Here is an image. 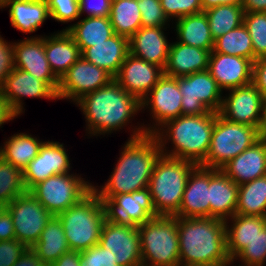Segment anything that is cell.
Masks as SVG:
<instances>
[{
  "instance_id": "6da1fadb",
  "label": "cell",
  "mask_w": 266,
  "mask_h": 266,
  "mask_svg": "<svg viewBox=\"0 0 266 266\" xmlns=\"http://www.w3.org/2000/svg\"><path fill=\"white\" fill-rule=\"evenodd\" d=\"M132 129L107 182L102 186L92 184V190L104 204L117 194L147 188L155 162L162 154L157 139L147 134L142 124Z\"/></svg>"
},
{
  "instance_id": "7a4b0ae2",
  "label": "cell",
  "mask_w": 266,
  "mask_h": 266,
  "mask_svg": "<svg viewBox=\"0 0 266 266\" xmlns=\"http://www.w3.org/2000/svg\"><path fill=\"white\" fill-rule=\"evenodd\" d=\"M75 105L83 112L88 137L116 133L141 111V102L115 79L83 96Z\"/></svg>"
},
{
  "instance_id": "3957f363",
  "label": "cell",
  "mask_w": 266,
  "mask_h": 266,
  "mask_svg": "<svg viewBox=\"0 0 266 266\" xmlns=\"http://www.w3.org/2000/svg\"><path fill=\"white\" fill-rule=\"evenodd\" d=\"M180 266H225L227 253L225 220L177 217Z\"/></svg>"
},
{
  "instance_id": "277c9868",
  "label": "cell",
  "mask_w": 266,
  "mask_h": 266,
  "mask_svg": "<svg viewBox=\"0 0 266 266\" xmlns=\"http://www.w3.org/2000/svg\"><path fill=\"white\" fill-rule=\"evenodd\" d=\"M216 115L213 111L204 115H181L164 123L152 135L163 155L201 165L208 154ZM170 141L171 150L166 146Z\"/></svg>"
},
{
  "instance_id": "5b68a950",
  "label": "cell",
  "mask_w": 266,
  "mask_h": 266,
  "mask_svg": "<svg viewBox=\"0 0 266 266\" xmlns=\"http://www.w3.org/2000/svg\"><path fill=\"white\" fill-rule=\"evenodd\" d=\"M196 166L193 162L163 154L156 160L148 188L158 216L178 213L188 177Z\"/></svg>"
},
{
  "instance_id": "8992f818",
  "label": "cell",
  "mask_w": 266,
  "mask_h": 266,
  "mask_svg": "<svg viewBox=\"0 0 266 266\" xmlns=\"http://www.w3.org/2000/svg\"><path fill=\"white\" fill-rule=\"evenodd\" d=\"M57 216L65 231L69 249L76 252L99 244L102 226L108 218L106 205L93 190Z\"/></svg>"
},
{
  "instance_id": "52a82bcc",
  "label": "cell",
  "mask_w": 266,
  "mask_h": 266,
  "mask_svg": "<svg viewBox=\"0 0 266 266\" xmlns=\"http://www.w3.org/2000/svg\"><path fill=\"white\" fill-rule=\"evenodd\" d=\"M142 264L180 266L178 222L175 216L152 217L138 225Z\"/></svg>"
},
{
  "instance_id": "ba28073f",
  "label": "cell",
  "mask_w": 266,
  "mask_h": 266,
  "mask_svg": "<svg viewBox=\"0 0 266 266\" xmlns=\"http://www.w3.org/2000/svg\"><path fill=\"white\" fill-rule=\"evenodd\" d=\"M257 141V127L230 122L217 113L208 154L200 166L221 169Z\"/></svg>"
},
{
  "instance_id": "9c48e42d",
  "label": "cell",
  "mask_w": 266,
  "mask_h": 266,
  "mask_svg": "<svg viewBox=\"0 0 266 266\" xmlns=\"http://www.w3.org/2000/svg\"><path fill=\"white\" fill-rule=\"evenodd\" d=\"M92 190L81 175L58 174L38 182L29 191L52 215L57 216L77 204Z\"/></svg>"
},
{
  "instance_id": "30bf717a",
  "label": "cell",
  "mask_w": 266,
  "mask_h": 266,
  "mask_svg": "<svg viewBox=\"0 0 266 266\" xmlns=\"http://www.w3.org/2000/svg\"><path fill=\"white\" fill-rule=\"evenodd\" d=\"M176 78L182 94V115L219 113L224 91L208 69Z\"/></svg>"
},
{
  "instance_id": "8fae6325",
  "label": "cell",
  "mask_w": 266,
  "mask_h": 266,
  "mask_svg": "<svg viewBox=\"0 0 266 266\" xmlns=\"http://www.w3.org/2000/svg\"><path fill=\"white\" fill-rule=\"evenodd\" d=\"M182 94L177 78L163 75L151 91L142 99L141 110L150 111L153 120L149 124L142 123L147 134H153L169 120L182 115ZM155 121V122H154Z\"/></svg>"
},
{
  "instance_id": "7c38bea8",
  "label": "cell",
  "mask_w": 266,
  "mask_h": 266,
  "mask_svg": "<svg viewBox=\"0 0 266 266\" xmlns=\"http://www.w3.org/2000/svg\"><path fill=\"white\" fill-rule=\"evenodd\" d=\"M4 208L12 217L15 239L24 243L28 248L38 241L40 234L53 216L30 191L15 197Z\"/></svg>"
},
{
  "instance_id": "4fadbf2b",
  "label": "cell",
  "mask_w": 266,
  "mask_h": 266,
  "mask_svg": "<svg viewBox=\"0 0 266 266\" xmlns=\"http://www.w3.org/2000/svg\"><path fill=\"white\" fill-rule=\"evenodd\" d=\"M99 245L112 251L119 266H137L142 263L137 225L107 218L102 226Z\"/></svg>"
},
{
  "instance_id": "5bb4252c",
  "label": "cell",
  "mask_w": 266,
  "mask_h": 266,
  "mask_svg": "<svg viewBox=\"0 0 266 266\" xmlns=\"http://www.w3.org/2000/svg\"><path fill=\"white\" fill-rule=\"evenodd\" d=\"M114 78L82 56L62 75L57 88L58 100L76 103L83 96L107 85Z\"/></svg>"
},
{
  "instance_id": "9a60e30c",
  "label": "cell",
  "mask_w": 266,
  "mask_h": 266,
  "mask_svg": "<svg viewBox=\"0 0 266 266\" xmlns=\"http://www.w3.org/2000/svg\"><path fill=\"white\" fill-rule=\"evenodd\" d=\"M219 114L230 122L258 127L265 98L253 84L228 90Z\"/></svg>"
},
{
  "instance_id": "2e32d148",
  "label": "cell",
  "mask_w": 266,
  "mask_h": 266,
  "mask_svg": "<svg viewBox=\"0 0 266 266\" xmlns=\"http://www.w3.org/2000/svg\"><path fill=\"white\" fill-rule=\"evenodd\" d=\"M70 162L63 143L44 141L38 155L22 172L25 189L29 191L38 182L51 176L69 173L72 168Z\"/></svg>"
},
{
  "instance_id": "e0dca14e",
  "label": "cell",
  "mask_w": 266,
  "mask_h": 266,
  "mask_svg": "<svg viewBox=\"0 0 266 266\" xmlns=\"http://www.w3.org/2000/svg\"><path fill=\"white\" fill-rule=\"evenodd\" d=\"M15 68L43 80L55 93L59 79L52 72L44 50V35H35L14 42Z\"/></svg>"
},
{
  "instance_id": "ac0fdd59",
  "label": "cell",
  "mask_w": 266,
  "mask_h": 266,
  "mask_svg": "<svg viewBox=\"0 0 266 266\" xmlns=\"http://www.w3.org/2000/svg\"><path fill=\"white\" fill-rule=\"evenodd\" d=\"M0 92L17 116L25 112L24 98L57 100V94L43 80L19 68L7 76Z\"/></svg>"
},
{
  "instance_id": "d6986e66",
  "label": "cell",
  "mask_w": 266,
  "mask_h": 266,
  "mask_svg": "<svg viewBox=\"0 0 266 266\" xmlns=\"http://www.w3.org/2000/svg\"><path fill=\"white\" fill-rule=\"evenodd\" d=\"M105 205L108 218L122 223L138 226L152 217H158L148 187L132 193L117 194Z\"/></svg>"
},
{
  "instance_id": "ffe728a7",
  "label": "cell",
  "mask_w": 266,
  "mask_h": 266,
  "mask_svg": "<svg viewBox=\"0 0 266 266\" xmlns=\"http://www.w3.org/2000/svg\"><path fill=\"white\" fill-rule=\"evenodd\" d=\"M163 75L164 69L160 66L129 53L114 79L127 93L141 102Z\"/></svg>"
},
{
  "instance_id": "44dd1931",
  "label": "cell",
  "mask_w": 266,
  "mask_h": 266,
  "mask_svg": "<svg viewBox=\"0 0 266 266\" xmlns=\"http://www.w3.org/2000/svg\"><path fill=\"white\" fill-rule=\"evenodd\" d=\"M253 61L248 58L210 52L208 70L223 91L252 83Z\"/></svg>"
},
{
  "instance_id": "7402d4cb",
  "label": "cell",
  "mask_w": 266,
  "mask_h": 266,
  "mask_svg": "<svg viewBox=\"0 0 266 266\" xmlns=\"http://www.w3.org/2000/svg\"><path fill=\"white\" fill-rule=\"evenodd\" d=\"M175 217H210L209 168L197 165L190 173Z\"/></svg>"
},
{
  "instance_id": "603a6c76",
  "label": "cell",
  "mask_w": 266,
  "mask_h": 266,
  "mask_svg": "<svg viewBox=\"0 0 266 266\" xmlns=\"http://www.w3.org/2000/svg\"><path fill=\"white\" fill-rule=\"evenodd\" d=\"M169 27H141L129 38V53L165 68L171 42L164 31Z\"/></svg>"
},
{
  "instance_id": "cb8c5ba5",
  "label": "cell",
  "mask_w": 266,
  "mask_h": 266,
  "mask_svg": "<svg viewBox=\"0 0 266 266\" xmlns=\"http://www.w3.org/2000/svg\"><path fill=\"white\" fill-rule=\"evenodd\" d=\"M239 186L221 169L209 168L210 217L227 220L236 213Z\"/></svg>"
},
{
  "instance_id": "d4e9b609",
  "label": "cell",
  "mask_w": 266,
  "mask_h": 266,
  "mask_svg": "<svg viewBox=\"0 0 266 266\" xmlns=\"http://www.w3.org/2000/svg\"><path fill=\"white\" fill-rule=\"evenodd\" d=\"M221 170L238 186L266 175V143L257 141Z\"/></svg>"
},
{
  "instance_id": "484cf974",
  "label": "cell",
  "mask_w": 266,
  "mask_h": 266,
  "mask_svg": "<svg viewBox=\"0 0 266 266\" xmlns=\"http://www.w3.org/2000/svg\"><path fill=\"white\" fill-rule=\"evenodd\" d=\"M129 54V39L114 34L109 39L92 47L85 48L81 56L88 62L104 69L113 78L117 76L121 65Z\"/></svg>"
},
{
  "instance_id": "4316f807",
  "label": "cell",
  "mask_w": 266,
  "mask_h": 266,
  "mask_svg": "<svg viewBox=\"0 0 266 266\" xmlns=\"http://www.w3.org/2000/svg\"><path fill=\"white\" fill-rule=\"evenodd\" d=\"M210 51L181 42L170 45L164 74L170 77H181L208 69Z\"/></svg>"
},
{
  "instance_id": "83f0119b",
  "label": "cell",
  "mask_w": 266,
  "mask_h": 266,
  "mask_svg": "<svg viewBox=\"0 0 266 266\" xmlns=\"http://www.w3.org/2000/svg\"><path fill=\"white\" fill-rule=\"evenodd\" d=\"M44 50L50 68L58 79L81 57L78 45L66 30L49 36L44 34Z\"/></svg>"
},
{
  "instance_id": "f1b7e54d",
  "label": "cell",
  "mask_w": 266,
  "mask_h": 266,
  "mask_svg": "<svg viewBox=\"0 0 266 266\" xmlns=\"http://www.w3.org/2000/svg\"><path fill=\"white\" fill-rule=\"evenodd\" d=\"M7 7L11 26L23 33H35L50 18L46 0H9L1 9Z\"/></svg>"
},
{
  "instance_id": "f546056e",
  "label": "cell",
  "mask_w": 266,
  "mask_h": 266,
  "mask_svg": "<svg viewBox=\"0 0 266 266\" xmlns=\"http://www.w3.org/2000/svg\"><path fill=\"white\" fill-rule=\"evenodd\" d=\"M225 225L227 253L232 261L266 227V217L235 214L225 220Z\"/></svg>"
},
{
  "instance_id": "4dcf8cb0",
  "label": "cell",
  "mask_w": 266,
  "mask_h": 266,
  "mask_svg": "<svg viewBox=\"0 0 266 266\" xmlns=\"http://www.w3.org/2000/svg\"><path fill=\"white\" fill-rule=\"evenodd\" d=\"M176 39L186 45L209 50L214 47V39L210 32L205 12L183 16L175 22Z\"/></svg>"
},
{
  "instance_id": "1f68e13d",
  "label": "cell",
  "mask_w": 266,
  "mask_h": 266,
  "mask_svg": "<svg viewBox=\"0 0 266 266\" xmlns=\"http://www.w3.org/2000/svg\"><path fill=\"white\" fill-rule=\"evenodd\" d=\"M78 22L68 25L65 29L78 45L80 52L85 48L99 44L114 35L113 27L108 17H84Z\"/></svg>"
},
{
  "instance_id": "d6a6232c",
  "label": "cell",
  "mask_w": 266,
  "mask_h": 266,
  "mask_svg": "<svg viewBox=\"0 0 266 266\" xmlns=\"http://www.w3.org/2000/svg\"><path fill=\"white\" fill-rule=\"evenodd\" d=\"M38 257L50 266L63 254L70 251L65 231L58 216H52L40 234L38 241L30 247Z\"/></svg>"
},
{
  "instance_id": "836d02e7",
  "label": "cell",
  "mask_w": 266,
  "mask_h": 266,
  "mask_svg": "<svg viewBox=\"0 0 266 266\" xmlns=\"http://www.w3.org/2000/svg\"><path fill=\"white\" fill-rule=\"evenodd\" d=\"M44 141L27 133H17L8 137L0 146V156L22 172L38 155Z\"/></svg>"
},
{
  "instance_id": "e575fe53",
  "label": "cell",
  "mask_w": 266,
  "mask_h": 266,
  "mask_svg": "<svg viewBox=\"0 0 266 266\" xmlns=\"http://www.w3.org/2000/svg\"><path fill=\"white\" fill-rule=\"evenodd\" d=\"M235 214L266 217V175L239 185Z\"/></svg>"
},
{
  "instance_id": "d590c367",
  "label": "cell",
  "mask_w": 266,
  "mask_h": 266,
  "mask_svg": "<svg viewBox=\"0 0 266 266\" xmlns=\"http://www.w3.org/2000/svg\"><path fill=\"white\" fill-rule=\"evenodd\" d=\"M109 18L114 34L128 39L142 27L138 0H112Z\"/></svg>"
},
{
  "instance_id": "8d00e7d4",
  "label": "cell",
  "mask_w": 266,
  "mask_h": 266,
  "mask_svg": "<svg viewBox=\"0 0 266 266\" xmlns=\"http://www.w3.org/2000/svg\"><path fill=\"white\" fill-rule=\"evenodd\" d=\"M209 22L212 38L226 34L243 24L245 11L241 5L222 4L204 11Z\"/></svg>"
},
{
  "instance_id": "74e56055",
  "label": "cell",
  "mask_w": 266,
  "mask_h": 266,
  "mask_svg": "<svg viewBox=\"0 0 266 266\" xmlns=\"http://www.w3.org/2000/svg\"><path fill=\"white\" fill-rule=\"evenodd\" d=\"M213 51L248 58L254 62L252 40L244 24L215 39Z\"/></svg>"
},
{
  "instance_id": "f35d334b",
  "label": "cell",
  "mask_w": 266,
  "mask_h": 266,
  "mask_svg": "<svg viewBox=\"0 0 266 266\" xmlns=\"http://www.w3.org/2000/svg\"><path fill=\"white\" fill-rule=\"evenodd\" d=\"M26 191L22 171L0 156V204L6 207Z\"/></svg>"
},
{
  "instance_id": "ab89813d",
  "label": "cell",
  "mask_w": 266,
  "mask_h": 266,
  "mask_svg": "<svg viewBox=\"0 0 266 266\" xmlns=\"http://www.w3.org/2000/svg\"><path fill=\"white\" fill-rule=\"evenodd\" d=\"M243 24L252 40L254 61L266 57V12H245Z\"/></svg>"
},
{
  "instance_id": "60d3db41",
  "label": "cell",
  "mask_w": 266,
  "mask_h": 266,
  "mask_svg": "<svg viewBox=\"0 0 266 266\" xmlns=\"http://www.w3.org/2000/svg\"><path fill=\"white\" fill-rule=\"evenodd\" d=\"M236 260L241 261L239 266H264L266 264V227L232 259L233 265Z\"/></svg>"
},
{
  "instance_id": "b9f144b4",
  "label": "cell",
  "mask_w": 266,
  "mask_h": 266,
  "mask_svg": "<svg viewBox=\"0 0 266 266\" xmlns=\"http://www.w3.org/2000/svg\"><path fill=\"white\" fill-rule=\"evenodd\" d=\"M138 8L141 12L142 27H168L170 25L160 0H138Z\"/></svg>"
},
{
  "instance_id": "7bdbcfd3",
  "label": "cell",
  "mask_w": 266,
  "mask_h": 266,
  "mask_svg": "<svg viewBox=\"0 0 266 266\" xmlns=\"http://www.w3.org/2000/svg\"><path fill=\"white\" fill-rule=\"evenodd\" d=\"M160 3L169 21L203 12L201 0H160Z\"/></svg>"
},
{
  "instance_id": "ee69618b",
  "label": "cell",
  "mask_w": 266,
  "mask_h": 266,
  "mask_svg": "<svg viewBox=\"0 0 266 266\" xmlns=\"http://www.w3.org/2000/svg\"><path fill=\"white\" fill-rule=\"evenodd\" d=\"M50 18L61 22L71 23L80 18L78 0H46Z\"/></svg>"
},
{
  "instance_id": "f6af8a7d",
  "label": "cell",
  "mask_w": 266,
  "mask_h": 266,
  "mask_svg": "<svg viewBox=\"0 0 266 266\" xmlns=\"http://www.w3.org/2000/svg\"><path fill=\"white\" fill-rule=\"evenodd\" d=\"M115 259L112 251L99 244L80 252V266H119Z\"/></svg>"
},
{
  "instance_id": "bcb514c9",
  "label": "cell",
  "mask_w": 266,
  "mask_h": 266,
  "mask_svg": "<svg viewBox=\"0 0 266 266\" xmlns=\"http://www.w3.org/2000/svg\"><path fill=\"white\" fill-rule=\"evenodd\" d=\"M28 247L17 239L0 241V266H12Z\"/></svg>"
},
{
  "instance_id": "7dc6e473",
  "label": "cell",
  "mask_w": 266,
  "mask_h": 266,
  "mask_svg": "<svg viewBox=\"0 0 266 266\" xmlns=\"http://www.w3.org/2000/svg\"><path fill=\"white\" fill-rule=\"evenodd\" d=\"M14 69V42L10 43L0 35V88Z\"/></svg>"
},
{
  "instance_id": "c3c4849f",
  "label": "cell",
  "mask_w": 266,
  "mask_h": 266,
  "mask_svg": "<svg viewBox=\"0 0 266 266\" xmlns=\"http://www.w3.org/2000/svg\"><path fill=\"white\" fill-rule=\"evenodd\" d=\"M96 1V2H95ZM112 0H78L80 17H108L110 15Z\"/></svg>"
},
{
  "instance_id": "681fc988",
  "label": "cell",
  "mask_w": 266,
  "mask_h": 266,
  "mask_svg": "<svg viewBox=\"0 0 266 266\" xmlns=\"http://www.w3.org/2000/svg\"><path fill=\"white\" fill-rule=\"evenodd\" d=\"M252 83L260 90L266 100V57L254 61Z\"/></svg>"
},
{
  "instance_id": "f907efd6",
  "label": "cell",
  "mask_w": 266,
  "mask_h": 266,
  "mask_svg": "<svg viewBox=\"0 0 266 266\" xmlns=\"http://www.w3.org/2000/svg\"><path fill=\"white\" fill-rule=\"evenodd\" d=\"M15 239V229L10 213L3 208L0 212V241Z\"/></svg>"
},
{
  "instance_id": "816d5d0a",
  "label": "cell",
  "mask_w": 266,
  "mask_h": 266,
  "mask_svg": "<svg viewBox=\"0 0 266 266\" xmlns=\"http://www.w3.org/2000/svg\"><path fill=\"white\" fill-rule=\"evenodd\" d=\"M12 266H47L38 255L28 248Z\"/></svg>"
},
{
  "instance_id": "f5cc1de1",
  "label": "cell",
  "mask_w": 266,
  "mask_h": 266,
  "mask_svg": "<svg viewBox=\"0 0 266 266\" xmlns=\"http://www.w3.org/2000/svg\"><path fill=\"white\" fill-rule=\"evenodd\" d=\"M50 266H80V252L70 250L59 257Z\"/></svg>"
},
{
  "instance_id": "db71d44e",
  "label": "cell",
  "mask_w": 266,
  "mask_h": 266,
  "mask_svg": "<svg viewBox=\"0 0 266 266\" xmlns=\"http://www.w3.org/2000/svg\"><path fill=\"white\" fill-rule=\"evenodd\" d=\"M18 116L13 112L10 105L7 103L6 99L0 92V128H2L4 123L13 121ZM13 119V120H12Z\"/></svg>"
},
{
  "instance_id": "11a10c76",
  "label": "cell",
  "mask_w": 266,
  "mask_h": 266,
  "mask_svg": "<svg viewBox=\"0 0 266 266\" xmlns=\"http://www.w3.org/2000/svg\"><path fill=\"white\" fill-rule=\"evenodd\" d=\"M241 6L245 12H266V0H243Z\"/></svg>"
},
{
  "instance_id": "9f6ffc18",
  "label": "cell",
  "mask_w": 266,
  "mask_h": 266,
  "mask_svg": "<svg viewBox=\"0 0 266 266\" xmlns=\"http://www.w3.org/2000/svg\"><path fill=\"white\" fill-rule=\"evenodd\" d=\"M243 0H201L203 11L222 4L242 5Z\"/></svg>"
},
{
  "instance_id": "6f0895ef",
  "label": "cell",
  "mask_w": 266,
  "mask_h": 266,
  "mask_svg": "<svg viewBox=\"0 0 266 266\" xmlns=\"http://www.w3.org/2000/svg\"><path fill=\"white\" fill-rule=\"evenodd\" d=\"M257 130L259 140L266 143V101L263 106V111L260 117Z\"/></svg>"
},
{
  "instance_id": "680465c9",
  "label": "cell",
  "mask_w": 266,
  "mask_h": 266,
  "mask_svg": "<svg viewBox=\"0 0 266 266\" xmlns=\"http://www.w3.org/2000/svg\"><path fill=\"white\" fill-rule=\"evenodd\" d=\"M9 0H0V9L5 5Z\"/></svg>"
},
{
  "instance_id": "91938a15",
  "label": "cell",
  "mask_w": 266,
  "mask_h": 266,
  "mask_svg": "<svg viewBox=\"0 0 266 266\" xmlns=\"http://www.w3.org/2000/svg\"><path fill=\"white\" fill-rule=\"evenodd\" d=\"M3 208H4V206H2V205L0 204V212L2 211Z\"/></svg>"
},
{
  "instance_id": "94428289",
  "label": "cell",
  "mask_w": 266,
  "mask_h": 266,
  "mask_svg": "<svg viewBox=\"0 0 266 266\" xmlns=\"http://www.w3.org/2000/svg\"><path fill=\"white\" fill-rule=\"evenodd\" d=\"M137 266H148V265H145V264H142V263H141V264H139V265H137Z\"/></svg>"
}]
</instances>
